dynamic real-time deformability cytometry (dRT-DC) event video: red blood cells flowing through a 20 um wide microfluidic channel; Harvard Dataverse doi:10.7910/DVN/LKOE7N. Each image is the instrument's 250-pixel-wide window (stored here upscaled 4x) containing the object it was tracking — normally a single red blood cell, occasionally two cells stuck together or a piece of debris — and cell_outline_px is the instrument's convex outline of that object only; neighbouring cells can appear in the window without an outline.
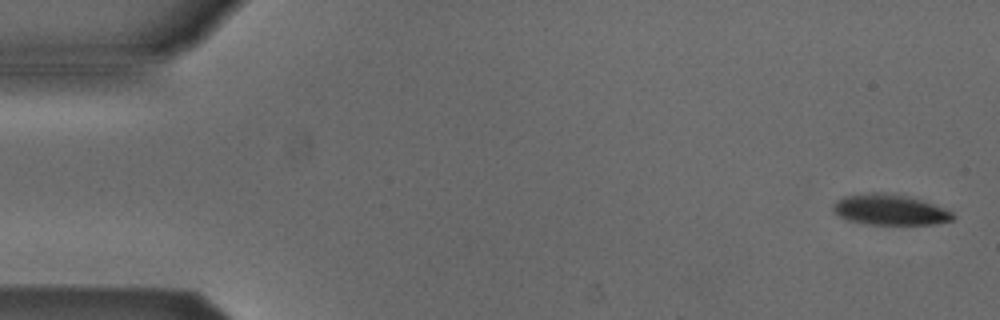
{"species": "Egyptian fruit bat (a non-hibernating species)", "species_latin": "Rousettus aegyptiacus", "temperature_condition": "cold", "stored_images_in_passage": 4, "camera_frame_rate_fps": 3000, "um_per_image_px": 0.085, "animal": {"sex": "male"}, "frame": {"image": 1, "passage_image": 1, "time_ms": 0.0, "image_size_px": [1000, 320], "cell_outline_px": [[956, 216], [952, 220], [936, 224], [864, 224], [848, 220], [836, 216], [832, 212], [832, 204], [836, 200], [844, 196], [872, 192], [880, 192], [908, 196], [944, 208], [952, 212]], "centroid_in_image_um": [75.58, 17.83], "position_along_channel_um": 9.4, "area_um2": 21.5}}
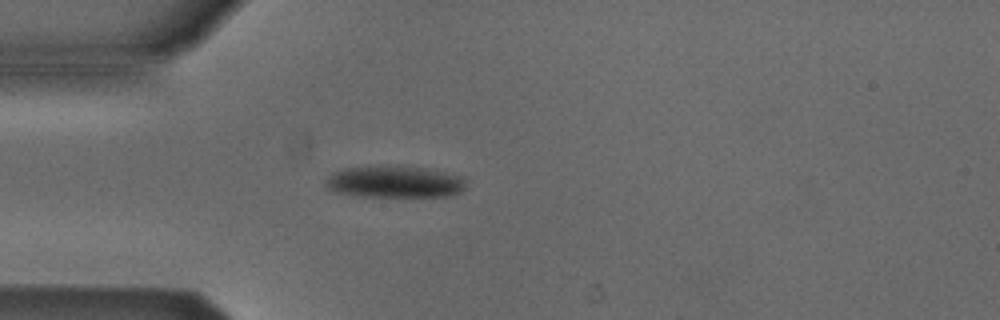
{"frame": {"image": 2, "passage_image": 4, "time_ms": 1.0, "image_size_px": [1000, 320], "cell_outline_px": [[468, 188], [452, 196], [352, 196], [328, 192], [324, 184], [324, 176], [332, 172], [344, 168], [388, 164], [400, 164], [424, 168], [468, 176]], "centroid_in_image_um": [33.53, 15.43], "position_along_channel_um": 51.5, "area_um2": 27.63}}